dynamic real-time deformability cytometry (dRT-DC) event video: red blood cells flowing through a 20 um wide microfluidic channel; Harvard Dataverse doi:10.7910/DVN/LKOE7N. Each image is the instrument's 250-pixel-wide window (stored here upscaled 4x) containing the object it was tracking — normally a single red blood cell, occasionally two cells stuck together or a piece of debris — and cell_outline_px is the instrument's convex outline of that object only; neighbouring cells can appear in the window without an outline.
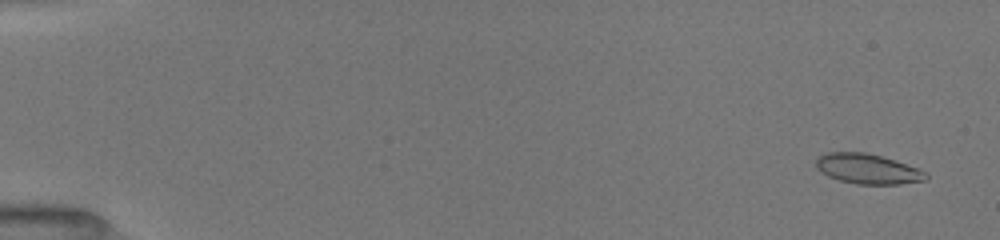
{"species": "common noctule bat (a hibernating species)", "species_latin": "Nyctalus noctula", "temperature_condition": "room temperature", "stored_images_in_passage": 52, "camera_frame_rate_fps": 3000, "um_per_image_px": 0.085, "animal": {"sex": "female", "body_mass_g": 19.5, "forearm_length_mm": 54.1}, "frame": {"image": 1, "passage_image": 3, "time_ms": 0.667, "image_size_px": [1000, 240], "cell_outline_px": [[928, 176], [924, 180], [900, 184], [856, 184], [840, 180], [828, 176], [820, 172], [816, 168], [816, 160], [820, 156], [828, 152], [864, 152], [896, 160], [920, 168], [928, 172]], "centroid_in_image_um": [73.78, 14.35], "position_along_channel_um": 11.2, "area_um2": 19.31}}
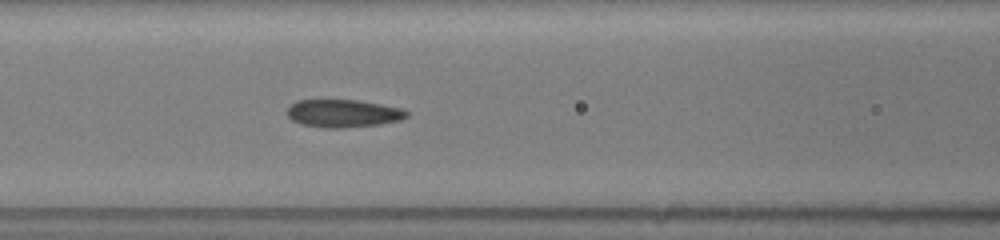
{"frame": {"image": 2, "passage_image": 24, "time_ms": 7.667, "image_size_px": [1000, 240], "cell_outline_px": [[408, 116], [400, 120], [380, 124], [344, 128], [324, 128], [300, 124], [292, 120], [284, 112], [296, 100], [356, 100], [380, 104], [400, 108], [408, 112]], "centroid_in_image_um": [29.13, 9.64], "position_along_channel_um": 137.5, "area_um2": 19.42}}
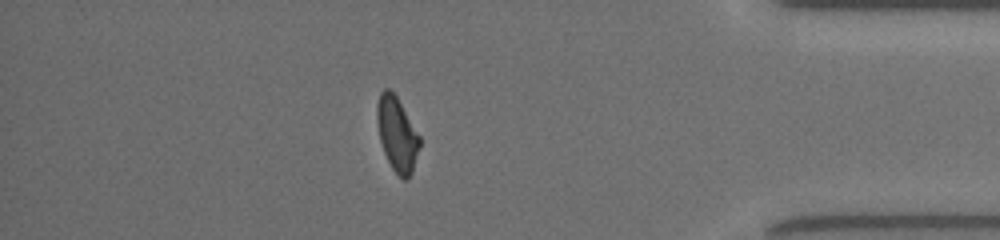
{"frame": {"image": 3, "passage_image": 46, "time_ms": 15.0, "image_size_px": [1000, 240], "cell_outline_px": [[420, 144], [412, 172], [408, 180], [404, 180], [392, 168], [384, 152], [380, 140], [376, 120], [376, 104], [380, 92], [384, 88], [388, 88], [396, 96], [420, 136]], "centroid_in_image_um": [33.73, 11.39], "position_along_channel_um": 401.5, "area_um2": 18.32}, "authors_computed_cell_mechanics": {"area_um2": 19.4497, "velocity_mm_per_s": 4.0204, "shape_relaxation_time_tau1_ms": null, "shape_relaxation_time_tau2_ms": 2.5469, "deformation_change_tau1": null, "deformation_change_tau2": 0.0885}}